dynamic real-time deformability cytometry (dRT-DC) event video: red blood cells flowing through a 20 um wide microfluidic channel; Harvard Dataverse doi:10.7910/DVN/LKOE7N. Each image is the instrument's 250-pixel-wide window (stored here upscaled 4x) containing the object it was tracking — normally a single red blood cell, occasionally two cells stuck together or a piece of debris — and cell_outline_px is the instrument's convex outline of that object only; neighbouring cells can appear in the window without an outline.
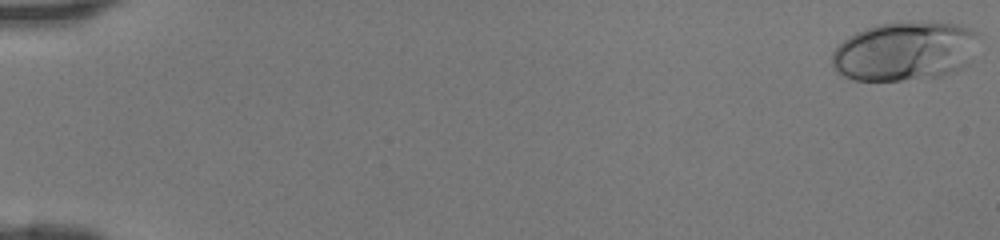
{"species": "human", "species_latin": "Homo sapiens", "temperature_condition": "room temperature", "stored_images_in_passage": 46, "camera_frame_rate_fps": 3000, "um_per_image_px": 0.085, "donor": {"sex": "female"}, "frame": {"image": 1, "passage_image": 1, "time_ms": 0.0, "image_size_px": [1000, 240], "cell_outline_px": [[976, 36], [968, 64], [952, 72], [940, 76], [900, 80], [852, 80], [844, 76], [832, 68], [832, 52], [848, 36], [856, 32], [876, 24], [908, 20], [956, 24], [968, 28], [976, 32]], "centroid_in_image_um": [76.84, 4.33], "position_along_channel_um": 8.2, "area_um2": 50.4}}
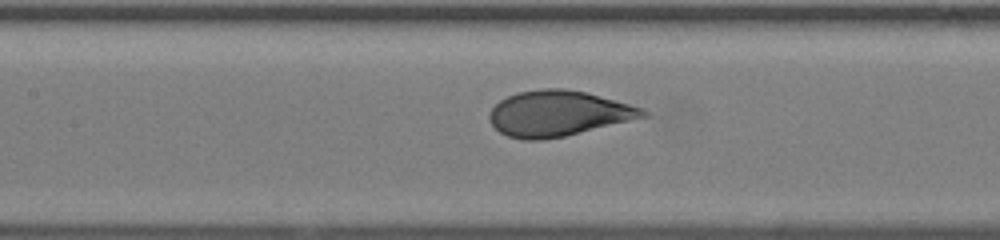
{"frame": {"image": 2, "passage_image": 23, "time_ms": 7.333, "image_size_px": [1000, 240], "cell_outline_px": [[652, 116], [564, 136], [540, 140], [524, 140], [508, 136], [500, 132], [492, 124], [488, 116], [492, 108], [500, 100], [516, 92], [544, 88], [564, 88], [588, 92], [644, 108]], "centroid_in_image_um": [47.5, 9.63], "position_along_channel_um": 159.9, "area_um2": 40.98}}
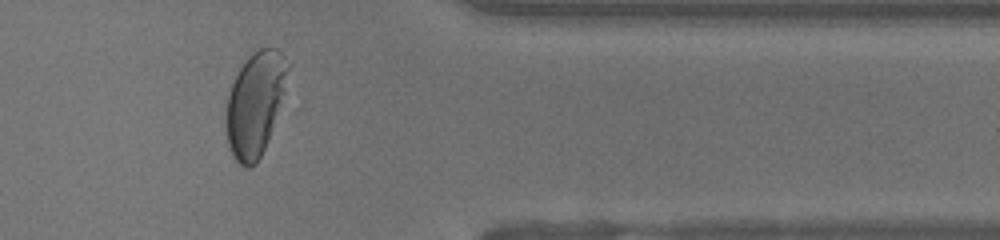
{"frame": {"image": 3, "passage_image": 39, "time_ms": 12.667, "image_size_px": [1000, 240], "cell_outline_px": [[292, 64], [284, 92], [264, 148], [256, 164], [248, 168], [240, 164], [232, 156], [228, 144], [224, 128], [224, 112], [228, 96], [232, 84], [240, 68], [248, 56], [252, 52], [260, 48], [276, 48]], "centroid_in_image_um": [21.66, 8.8], "position_along_channel_um": 389.7, "area_um2": 37.51}}